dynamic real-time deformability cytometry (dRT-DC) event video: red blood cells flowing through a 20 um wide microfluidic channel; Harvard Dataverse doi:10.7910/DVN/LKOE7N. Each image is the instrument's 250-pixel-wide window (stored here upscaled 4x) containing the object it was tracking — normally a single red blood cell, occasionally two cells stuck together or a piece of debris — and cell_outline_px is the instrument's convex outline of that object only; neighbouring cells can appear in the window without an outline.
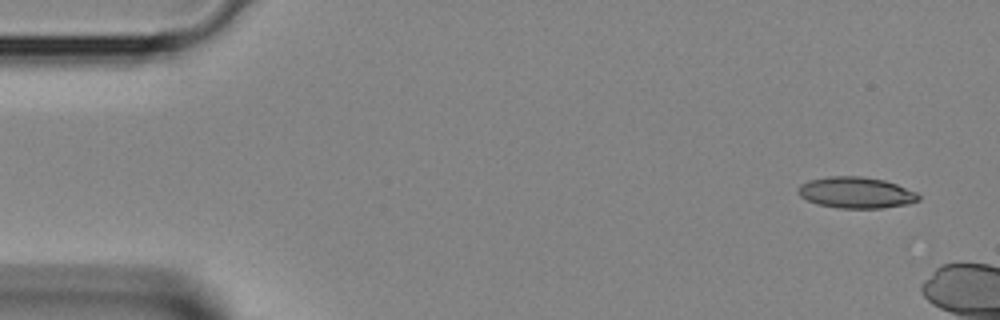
{"species": "Egyptian fruit bat (a non-hibernating species)", "species_latin": "Rousettus aegyptiacus", "temperature_condition": "room temperature", "stored_images_in_passage": 2, "camera_frame_rate_fps": 3000, "um_per_image_px": 0.085, "animal": {"sex": "female"}, "frame": {"image": 1, "passage_image": 2, "time_ms": 0.333, "image_size_px": [1000, 320], "cell_outline_px": [[920, 200], [908, 204], [884, 208], [840, 208], [816, 204], [800, 196], [800, 184], [808, 180], [832, 176], [860, 176], [884, 180], [896, 184], [916, 192], [920, 196]], "centroid_in_image_um": [72.79, 16.38], "position_along_channel_um": 12.2, "area_um2": 21.79}}